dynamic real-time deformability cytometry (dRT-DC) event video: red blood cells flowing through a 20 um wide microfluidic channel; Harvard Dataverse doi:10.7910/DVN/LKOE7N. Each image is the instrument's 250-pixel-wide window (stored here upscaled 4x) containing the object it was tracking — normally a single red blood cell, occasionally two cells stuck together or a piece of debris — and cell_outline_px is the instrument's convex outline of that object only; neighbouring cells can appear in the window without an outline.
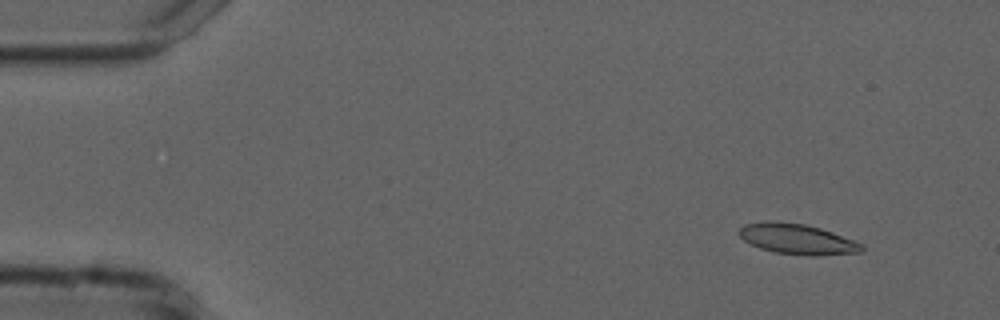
{"species": "common noctule bat (a hibernating species)", "species_latin": "Nyctalus noctula", "temperature_condition": "cold", "stored_images_in_passage": 50, "camera_frame_rate_fps": 3000, "um_per_image_px": 0.085, "animal": {"sex": "male", "forearm_length_mm": 52.5}, "frame": {"image": 1, "passage_image": 4, "time_ms": 1.0, "image_size_px": [1000, 320], "cell_outline_px": [[864, 248], [860, 252], [820, 256], [808, 256], [772, 252], [760, 248], [744, 240], [736, 232], [744, 224], [804, 224], [820, 228], [832, 232], [864, 244]], "centroid_in_image_um": [67.84, 20.38], "position_along_channel_um": 17.2, "area_um2": 21.04}}
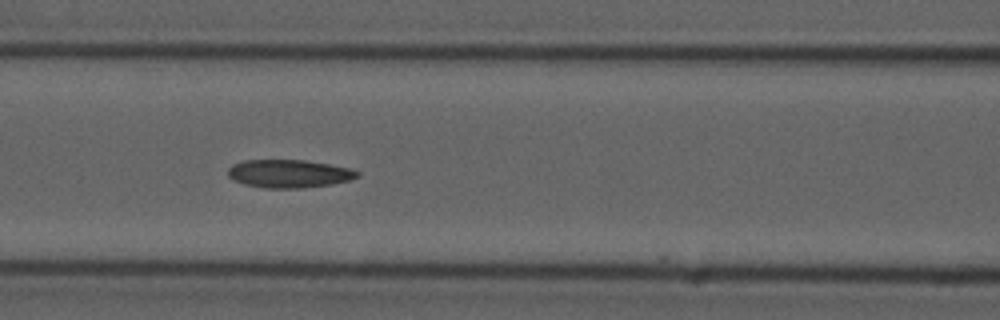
{"frame": {"image": 2, "passage_image": 22, "time_ms": 7.0, "image_size_px": [1000, 320], "cell_outline_px": [[360, 176], [348, 180], [332, 184], [300, 188], [264, 188], [244, 184], [228, 176], [228, 168], [232, 164], [244, 160], [304, 160], [352, 168], [360, 172]], "centroid_in_image_um": [24.58, 14.75], "position_along_channel_um": 142.0, "area_um2": 21.15}}
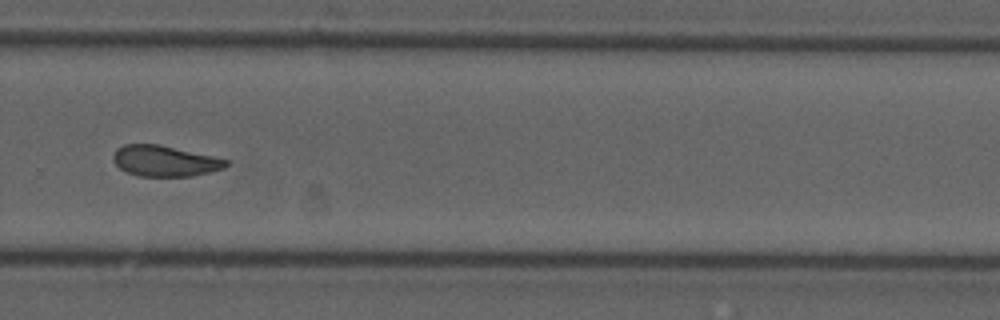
{"frame": {"image": 3, "passage_image": 36, "time_ms": 11.667, "image_size_px": [1000, 320], "cell_outline_px": [[228, 164], [224, 168], [192, 176], [136, 176], [120, 168], [112, 160], [112, 156], [116, 148], [124, 144], [160, 144], [212, 156], [228, 160]], "centroid_in_image_um": [13.96, 13.67], "position_along_channel_um": 315.8, "area_um2": 20.23}}